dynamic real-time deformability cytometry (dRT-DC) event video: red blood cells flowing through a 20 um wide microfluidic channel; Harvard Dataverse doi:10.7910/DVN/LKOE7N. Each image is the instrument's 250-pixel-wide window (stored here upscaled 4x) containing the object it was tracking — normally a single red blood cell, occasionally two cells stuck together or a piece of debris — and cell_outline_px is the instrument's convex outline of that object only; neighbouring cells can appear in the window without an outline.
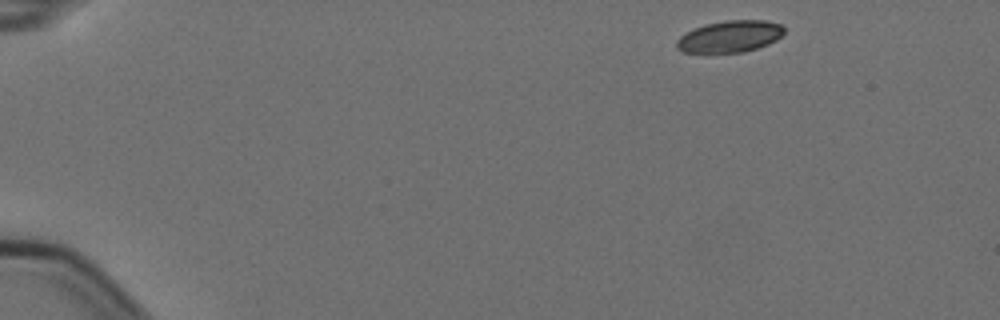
{"species": "Egyptian fruit bat (a non-hibernating species)", "species_latin": "Rousettus aegyptiacus", "temperature_condition": "cold", "stored_images_in_passage": 5, "camera_frame_rate_fps": 3000, "um_per_image_px": 0.085, "animal": {"sex": "female"}, "frame": {"image": 1, "passage_image": 1, "time_ms": 0.0, "image_size_px": [1000, 320], "cell_outline_px": [[784, 32], [776, 40], [768, 44], [744, 52], [680, 52], [676, 48], [676, 40], [680, 36], [704, 24], [728, 20], [764, 20], [780, 24], [784, 28]], "centroid_in_image_um": [62.03, 3.1], "position_along_channel_um": 23.0, "area_um2": 19.71}}
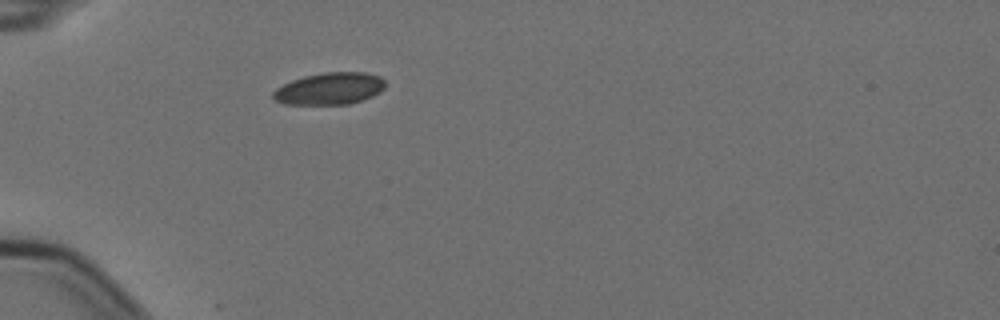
{"frame": {"image": 2, "passage_image": 4, "time_ms": 1.0, "image_size_px": [1000, 320], "cell_outline_px": [[384, 88], [380, 92], [372, 96], [348, 104], [284, 104], [272, 100], [272, 92], [276, 88], [292, 80], [304, 76], [324, 72], [364, 72], [380, 76], [384, 80]], "centroid_in_image_um": [27.98, 7.53], "position_along_channel_um": 57.0, "area_um2": 20.92}}